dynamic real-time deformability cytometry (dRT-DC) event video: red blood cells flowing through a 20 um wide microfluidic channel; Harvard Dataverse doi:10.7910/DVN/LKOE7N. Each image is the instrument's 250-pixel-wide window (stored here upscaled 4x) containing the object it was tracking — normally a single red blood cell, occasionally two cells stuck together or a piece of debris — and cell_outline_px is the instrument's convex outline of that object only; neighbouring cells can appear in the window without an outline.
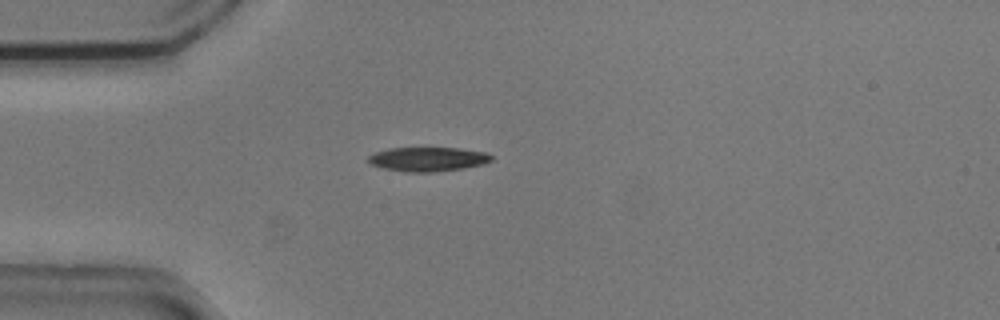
{"species": "common noctule bat (a hibernating species)", "species_latin": "Nyctalus noctula", "temperature_condition": "cold", "stored_images_in_passage": 32, "camera_frame_rate_fps": 3000, "um_per_image_px": 0.085, "animal": {"sex": "male", "body_mass_g": 20.5, "forearm_length_mm": 52.5}, "frame": {"image": 1, "passage_image": 1, "time_ms": 0.0, "image_size_px": [1000, 320], "cell_outline_px": [[492, 160], [484, 164], [464, 168], [432, 172], [404, 172], [384, 168], [368, 164], [368, 156], [376, 152], [388, 148], [460, 148], [488, 152], [492, 156]], "centroid_in_image_um": [36.38, 13.53], "position_along_channel_um": 48.6, "area_um2": 17.51}}
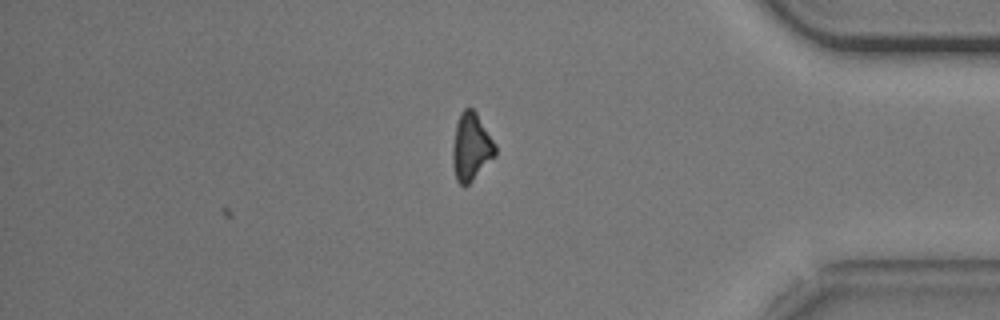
{"frame": {"image": 2, "passage_image": 32, "time_ms": 10.333, "image_size_px": [1000, 320], "cell_outline_px": [[496, 156], [464, 188], [456, 180], [452, 164], [452, 148], [456, 124], [460, 112], [464, 108], [472, 108], [476, 112], [496, 144]], "centroid_in_image_um": [40.04, 12.5], "position_along_channel_um": 395.2, "area_um2": 16.94}, "authors_computed_cell_mechanics": {"area_um2": 18.207, "velocity_mm_per_s": 3.7327, "shape_relaxation_time_tau1_ms": 2.8273, "shape_relaxation_time_tau2_ms": 7.6383, "deformation_change_tau1": 0.1119, "deformation_change_tau2": 0.1861}}